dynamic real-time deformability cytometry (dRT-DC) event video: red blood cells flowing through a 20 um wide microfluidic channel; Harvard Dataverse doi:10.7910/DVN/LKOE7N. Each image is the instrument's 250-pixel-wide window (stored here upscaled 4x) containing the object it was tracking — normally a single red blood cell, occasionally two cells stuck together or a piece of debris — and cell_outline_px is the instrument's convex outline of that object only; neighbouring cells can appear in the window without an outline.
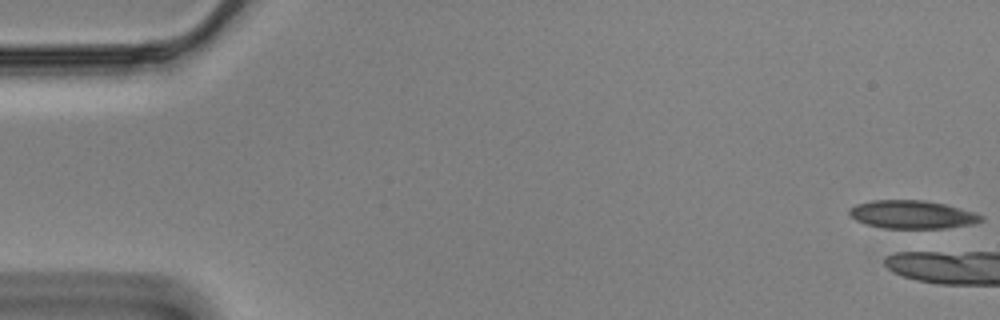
{"species": "Egyptian fruit bat (a non-hibernating species)", "species_latin": "Rousettus aegyptiacus", "temperature_condition": "cold", "stored_images_in_passage": 1, "camera_frame_rate_fps": 3000, "um_per_image_px": 0.085, "animal": {"sex": "male"}, "frame": {"image": 1, "passage_image": 1, "time_ms": 0.0, "image_size_px": [1000, 320], "cell_outline_px": [[984, 220], [972, 224], [944, 228], [884, 228], [868, 224], [856, 220], [848, 212], [856, 204], [872, 200], [924, 200], [944, 204], [960, 208], [984, 216]], "centroid_in_image_um": [77.55, 18.23], "position_along_channel_um": 7.4, "area_um2": 21.39}}